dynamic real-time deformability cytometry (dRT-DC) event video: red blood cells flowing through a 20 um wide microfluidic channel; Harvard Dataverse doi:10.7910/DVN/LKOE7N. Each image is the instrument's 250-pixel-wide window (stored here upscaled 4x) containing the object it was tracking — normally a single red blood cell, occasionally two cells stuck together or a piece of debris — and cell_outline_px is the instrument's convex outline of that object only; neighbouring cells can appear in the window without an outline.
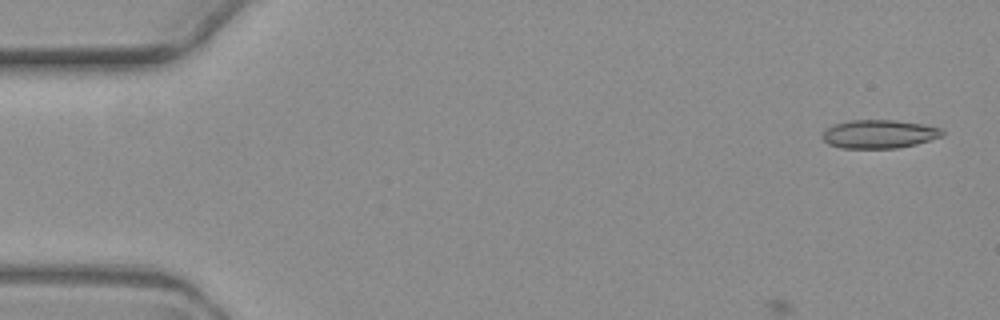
{"species": "common noctule bat (a hibernating species)", "species_latin": "Nyctalus noctula", "temperature_condition": "warm", "stored_images_in_passage": 6, "camera_frame_rate_fps": 3000, "um_per_image_px": 0.085, "animal": {"sex": "female", "body_mass_g": 19.3, "forearm_length_mm": 54.1}, "frame": {"image": 1, "passage_image": 1, "time_ms": 0.0, "image_size_px": [1000, 320], "cell_outline_px": [[944, 132], [940, 136], [916, 144], [896, 148], [840, 148], [828, 144], [820, 136], [828, 128], [836, 124], [848, 120], [892, 120], [924, 124], [940, 128]], "centroid_in_image_um": [74.69, 11.39], "position_along_channel_um": 10.3, "area_um2": 19.71}}